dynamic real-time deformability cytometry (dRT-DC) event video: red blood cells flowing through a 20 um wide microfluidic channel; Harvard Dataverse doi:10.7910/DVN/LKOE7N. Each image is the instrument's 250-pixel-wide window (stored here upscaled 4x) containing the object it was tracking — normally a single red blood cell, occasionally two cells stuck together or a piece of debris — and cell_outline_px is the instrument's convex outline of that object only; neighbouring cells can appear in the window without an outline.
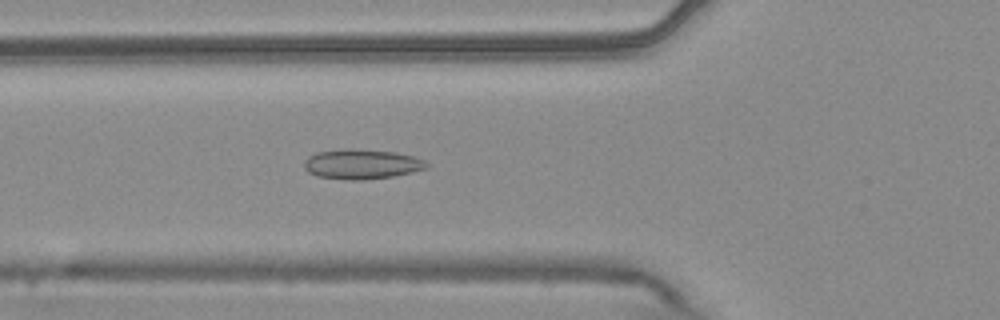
{"species": "common noctule bat (a hibernating species)", "species_latin": "Nyctalus noctula", "temperature_condition": "warm", "stored_images_in_passage": 54, "camera_frame_rate_fps": 3000, "um_per_image_px": 0.085, "animal": {"sex": "male", "body_mass_g": 20.4}, "frame": {"image": 1, "passage_image": 20, "time_ms": 6.333, "image_size_px": [1000, 320], "cell_outline_px": [[428, 168], [412, 172], [392, 176], [364, 180], [348, 180], [316, 176], [308, 172], [304, 168], [304, 160], [308, 156], [316, 152], [348, 148], [352, 148], [392, 152], [412, 156], [424, 160], [428, 164]], "centroid_in_image_um": [30.7, 13.95], "position_along_channel_um": 95.1, "area_um2": 21.33}}
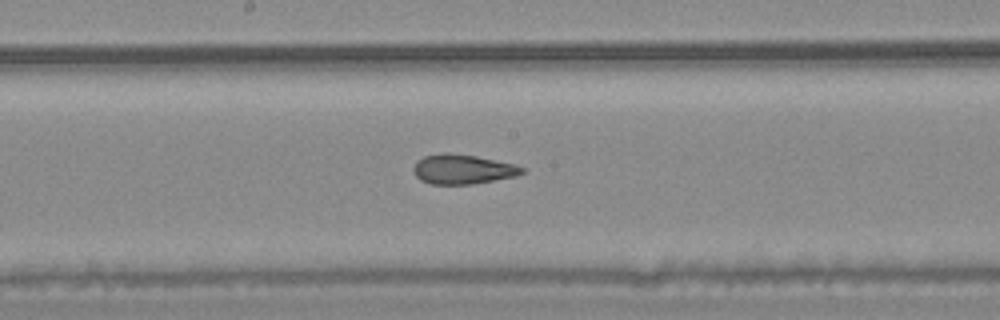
{"frame": {"image": 2, "passage_image": 29, "time_ms": 9.333, "image_size_px": [1000, 320], "cell_outline_px": [[524, 172], [516, 176], [472, 184], [432, 184], [420, 180], [416, 176], [412, 168], [416, 160], [424, 156], [476, 156], [516, 164], [524, 168]], "centroid_in_image_um": [39.36, 14.43], "position_along_channel_um": 208.8, "area_um2": 18.03}}
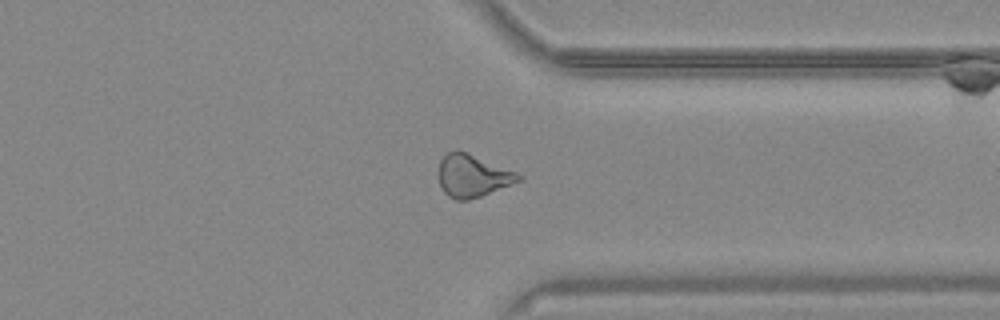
{"frame": {"image": 3, "passage_image": 42, "time_ms": 13.667, "image_size_px": [1000, 320], "cell_outline_px": [[524, 176], [520, 180], [480, 196], [468, 200], [456, 200], [448, 196], [444, 192], [440, 184], [440, 160], [448, 152], [456, 148], [468, 152], [516, 172]], "centroid_in_image_um": [40.15, 14.92], "position_along_channel_um": 371.2, "area_um2": 19.54}, "authors_computed_cell_mechanics": {"area_um2": 20.2589, "velocity_mm_per_s": 3.7778, "shape_relaxation_time_tau1_ms": null, "shape_relaxation_time_tau2_ms": 1.8264, "deformation_change_tau1": null, "deformation_change_tau2": 0.0781}}